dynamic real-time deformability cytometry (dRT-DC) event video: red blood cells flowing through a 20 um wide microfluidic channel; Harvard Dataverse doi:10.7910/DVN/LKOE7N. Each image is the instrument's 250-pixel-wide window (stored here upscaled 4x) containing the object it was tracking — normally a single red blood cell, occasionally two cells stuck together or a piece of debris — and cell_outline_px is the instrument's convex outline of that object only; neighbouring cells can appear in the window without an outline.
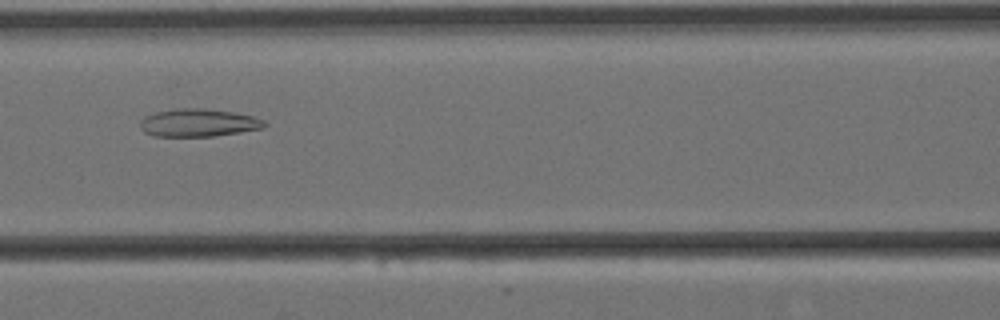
{"species": "Egyptian fruit bat (a non-hibernating species)", "species_latin": "Rousettus aegyptiacus", "temperature_condition": "cold", "stored_images_in_passage": 8, "camera_frame_rate_fps": 3000, "um_per_image_px": 0.085, "animal": {"sex": "female"}, "frame": {"image": 1, "passage_image": 8, "time_ms": 2.333, "image_size_px": [1000, 320], "cell_outline_px": [[268, 124], [264, 128], [216, 136], [152, 136], [144, 132], [140, 128], [140, 120], [144, 116], [156, 112], [180, 108], [204, 108], [232, 112], [252, 116], [264, 120]], "centroid_in_image_um": [16.86, 10.44], "position_along_channel_um": 149.7, "area_um2": 20.23}}